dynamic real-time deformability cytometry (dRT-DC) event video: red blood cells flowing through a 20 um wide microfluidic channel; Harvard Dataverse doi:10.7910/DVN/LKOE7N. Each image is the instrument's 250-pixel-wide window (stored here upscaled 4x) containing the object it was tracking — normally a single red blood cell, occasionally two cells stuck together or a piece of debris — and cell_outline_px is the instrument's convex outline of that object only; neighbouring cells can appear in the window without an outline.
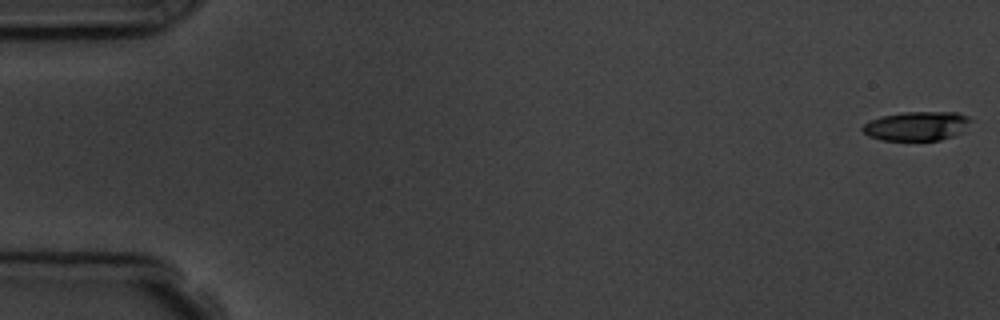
{"species": "common noctule bat (a hibernating species)", "species_latin": "Nyctalus noctula", "temperature_condition": "room temperature", "stored_images_in_passage": 7, "camera_frame_rate_fps": 3000, "um_per_image_px": 0.085, "animal": {"sex": "male", "body_mass_g": 19.5, "forearm_length_mm": 54.6}, "frame": {"image": 1, "passage_image": 1, "time_ms": 0.0, "image_size_px": [1000, 320], "cell_outline_px": [[972, 120], [960, 132], [952, 136], [940, 140], [880, 140], [868, 136], [860, 128], [864, 124], [880, 116], [904, 112], [956, 112], [968, 116]], "centroid_in_image_um": [77.89, 10.71], "position_along_channel_um": 7.1, "area_um2": 18.26}}
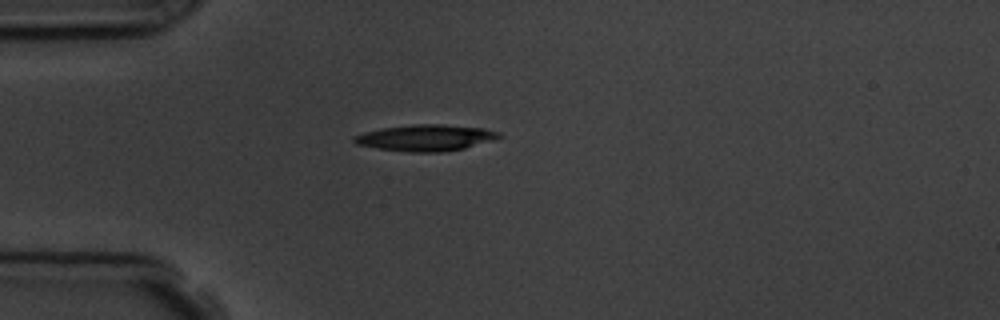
{"frame": {"image": 2, "passage_image": 5, "time_ms": 4.667, "image_size_px": [1000, 320], "cell_outline_px": [[504, 136], [464, 148], [440, 152], [408, 152], [376, 148], [356, 144], [352, 140], [352, 136], [364, 132], [384, 128], [412, 124], [440, 124], [484, 128], [500, 132]], "centroid_in_image_um": [36.16, 11.71], "position_along_channel_um": 48.8, "area_um2": 22.14}}